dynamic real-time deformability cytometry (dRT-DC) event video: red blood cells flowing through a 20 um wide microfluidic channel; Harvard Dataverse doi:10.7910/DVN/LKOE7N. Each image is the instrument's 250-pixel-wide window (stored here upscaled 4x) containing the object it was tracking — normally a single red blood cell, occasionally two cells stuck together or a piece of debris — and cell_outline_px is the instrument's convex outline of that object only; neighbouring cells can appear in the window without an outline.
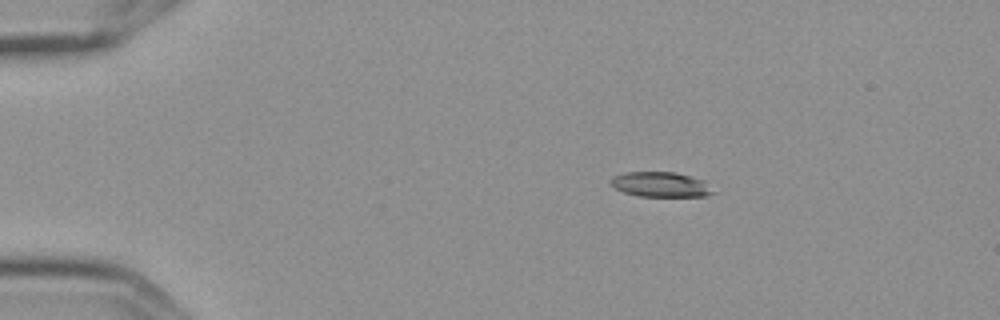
{"species": "Egyptian fruit bat (a non-hibernating species)", "species_latin": "Rousettus aegyptiacus", "temperature_condition": "cold", "stored_images_in_passage": 3, "camera_frame_rate_fps": 3000, "um_per_image_px": 0.085, "frame": {"image": 1, "passage_image": 1, "time_ms": 0.0, "image_size_px": [1000, 320], "cell_outline_px": [[716, 192], [704, 196], [640, 196], [624, 192], [616, 188], [608, 180], [612, 176], [624, 172], [676, 172], [692, 176], [704, 180]], "centroid_in_image_um": [56.17, 15.67], "position_along_channel_um": 28.8, "area_um2": 14.97}}